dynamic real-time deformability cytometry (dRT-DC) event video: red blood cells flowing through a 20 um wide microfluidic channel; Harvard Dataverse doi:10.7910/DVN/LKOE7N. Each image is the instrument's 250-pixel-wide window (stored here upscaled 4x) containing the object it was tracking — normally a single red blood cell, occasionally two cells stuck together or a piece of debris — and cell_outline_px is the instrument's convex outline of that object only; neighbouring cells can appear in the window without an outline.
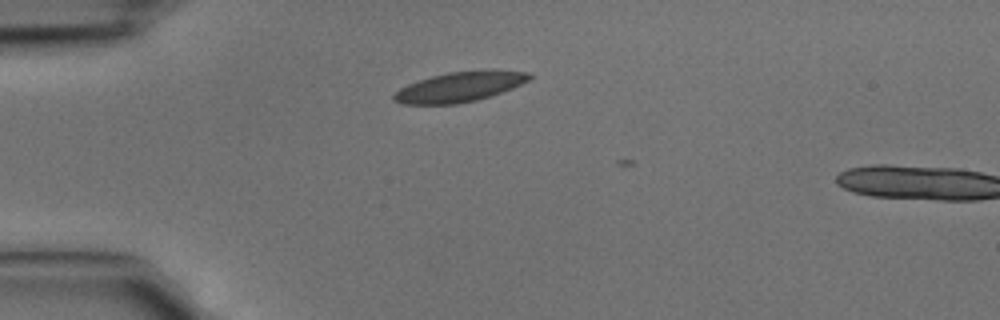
{"species": "common noctule bat (a hibernating species)", "species_latin": "Nyctalus noctula", "temperature_condition": "cold", "stored_images_in_passage": 2, "camera_frame_rate_fps": 3000, "um_per_image_px": 0.085, "animal": {"sex": "male", "body_mass_g": 15.6}, "frame": {"image": 1, "passage_image": 1, "time_ms": 0.0, "image_size_px": [1000, 320], "cell_outline_px": [[532, 76], [528, 80], [512, 88], [476, 100], [456, 104], [404, 104], [392, 100], [392, 96], [400, 88], [408, 84], [432, 76], [448, 72], [484, 68], [488, 68], [532, 72]], "centroid_in_image_um": [39.11, 7.34], "position_along_channel_um": 45.9, "area_um2": 23.93}}